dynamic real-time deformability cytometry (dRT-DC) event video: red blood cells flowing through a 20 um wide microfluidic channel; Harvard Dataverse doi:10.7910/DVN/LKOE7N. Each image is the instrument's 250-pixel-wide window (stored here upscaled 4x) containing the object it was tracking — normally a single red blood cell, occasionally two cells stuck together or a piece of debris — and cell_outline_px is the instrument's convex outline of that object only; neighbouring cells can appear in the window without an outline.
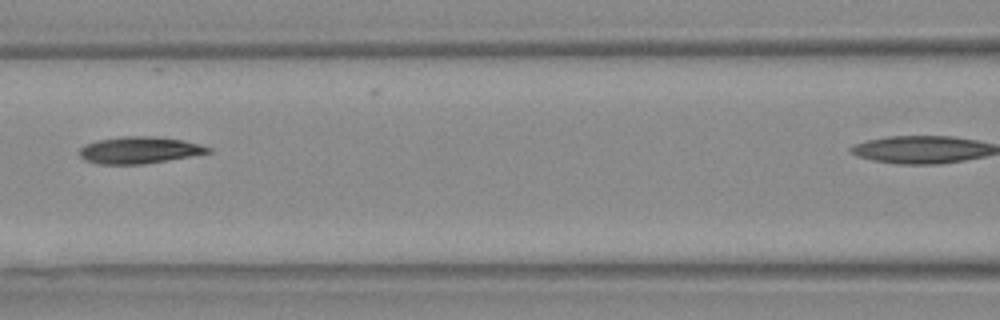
{"species": "Egyptian fruit bat (a non-hibernating species)", "species_latin": "Rousettus aegyptiacus", "temperature_condition": "warm", "stored_images_in_passage": 7, "camera_frame_rate_fps": 3000, "um_per_image_px": 0.085, "animal": {"sex": "female"}, "frame": {"image": 1, "passage_image": 5, "time_ms": 1.333, "image_size_px": [1000, 320], "cell_outline_px": [[212, 152], [168, 160], [144, 164], [100, 164], [84, 160], [80, 156], [80, 148], [84, 144], [96, 140], [124, 136], [156, 136], [184, 140], [200, 144], [212, 148]], "centroid_in_image_um": [11.85, 12.75], "position_along_channel_um": 154.8, "area_um2": 20.23}}
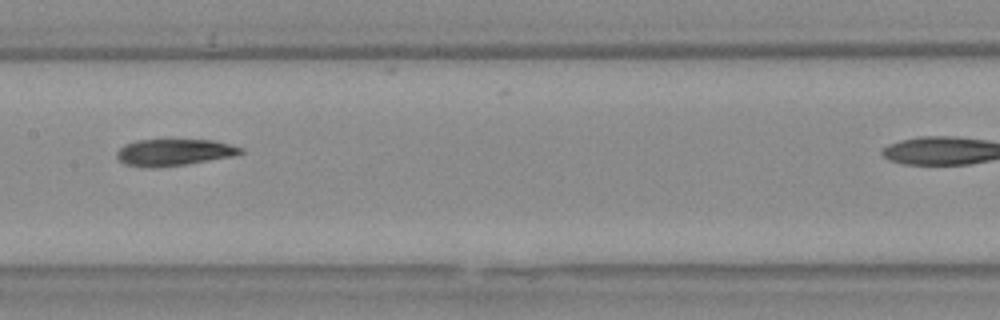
{"frame": {"image": 2, "passage_image": 6, "time_ms": 1.667, "image_size_px": [1000, 320], "cell_outline_px": [[244, 152], [232, 156], [184, 164], [152, 168], [148, 168], [124, 164], [116, 156], [116, 152], [124, 144], [136, 140], [212, 140], [244, 148]], "centroid_in_image_um": [14.75, 12.94], "position_along_channel_um": 192.7, "area_um2": 19.07}}